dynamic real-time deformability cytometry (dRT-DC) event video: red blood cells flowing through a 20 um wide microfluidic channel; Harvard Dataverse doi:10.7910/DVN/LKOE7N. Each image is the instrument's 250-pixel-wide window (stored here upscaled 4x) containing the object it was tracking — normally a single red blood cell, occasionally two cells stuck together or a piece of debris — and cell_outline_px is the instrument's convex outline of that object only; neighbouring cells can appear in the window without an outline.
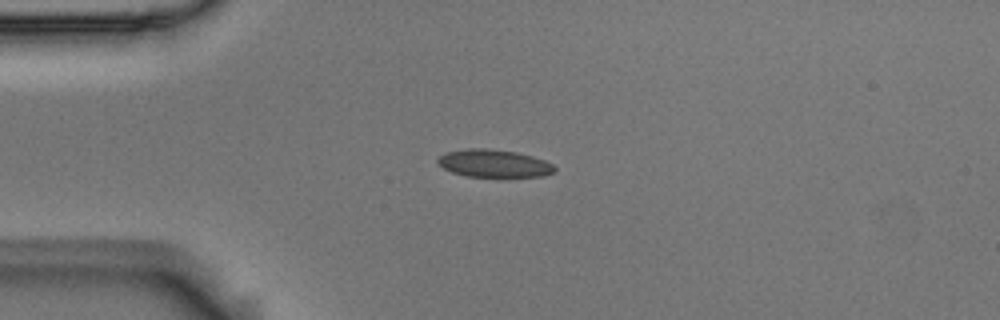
{"species": "Egyptian fruit bat (a non-hibernating species)", "species_latin": "Rousettus aegyptiacus", "temperature_condition": "room temperature", "stored_images_in_passage": 9, "camera_frame_rate_fps": 3000, "um_per_image_px": 0.085, "animal": {"sex": "male"}, "frame": {"image": 1, "passage_image": 3, "time_ms": 0.667, "image_size_px": [1000, 320], "cell_outline_px": [[556, 172], [544, 176], [468, 176], [452, 172], [444, 168], [436, 160], [444, 152], [468, 148], [488, 148], [516, 152], [532, 156], [544, 160], [552, 164], [556, 168]], "centroid_in_image_um": [41.99, 13.88], "position_along_channel_um": 43.0, "area_um2": 18.73}}
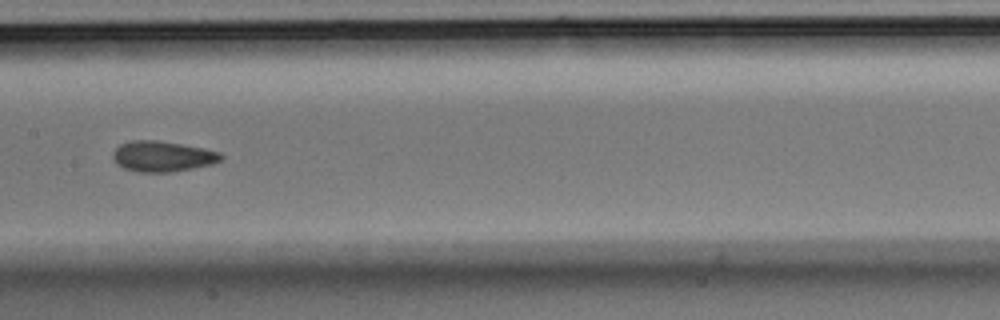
{"frame": {"image": 2, "passage_image": 7, "time_ms": 2.0, "image_size_px": [1000, 320], "cell_outline_px": [[224, 156], [220, 160], [212, 164], [192, 168], [168, 172], [140, 172], [124, 168], [116, 164], [112, 156], [112, 152], [120, 144], [132, 140], [160, 140], [204, 148], [220, 152]], "centroid_in_image_um": [13.8, 13.28], "position_along_channel_um": 193.6, "area_um2": 19.31}}
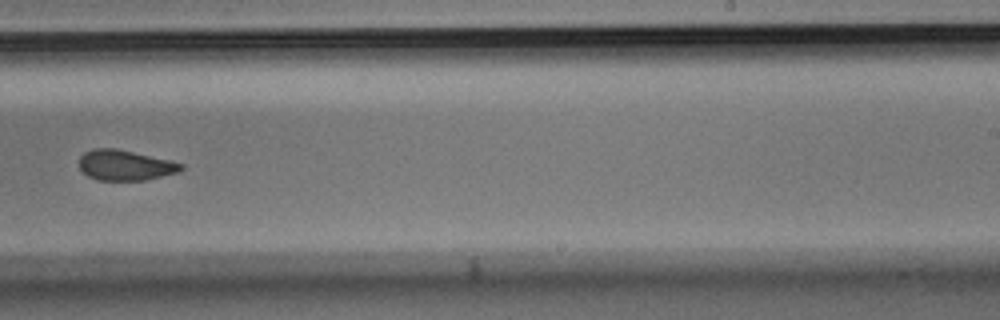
{"frame": {"image": 3, "passage_image": 9, "time_ms": 2.667, "image_size_px": [1000, 320], "cell_outline_px": [[184, 168], [180, 172], [144, 180], [96, 180], [88, 176], [80, 168], [80, 156], [84, 152], [92, 148], [116, 148], [168, 160], [184, 164]], "centroid_in_image_um": [10.63, 14.04], "position_along_channel_um": 278.4, "area_um2": 17.98}}